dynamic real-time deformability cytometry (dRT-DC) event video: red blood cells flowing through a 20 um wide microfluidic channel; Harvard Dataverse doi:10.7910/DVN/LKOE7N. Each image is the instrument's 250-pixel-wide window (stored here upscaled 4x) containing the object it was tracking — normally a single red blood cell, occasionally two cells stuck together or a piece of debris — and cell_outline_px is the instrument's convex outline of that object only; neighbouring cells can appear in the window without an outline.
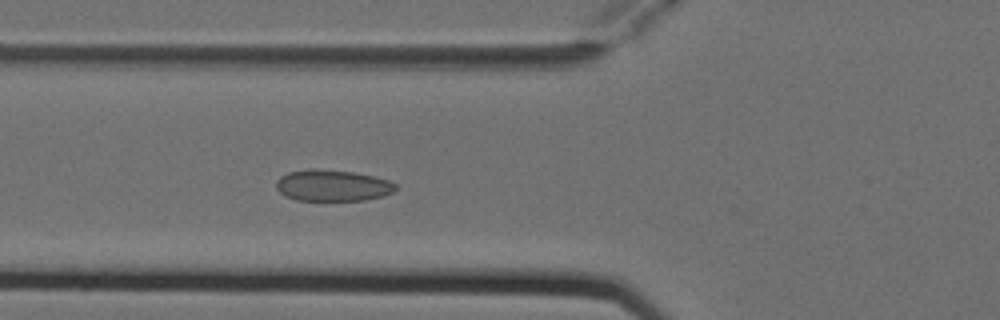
{"species": "Egyptian fruit bat (a non-hibernating species)", "species_latin": "Rousettus aegyptiacus", "temperature_condition": "cold", "stored_images_in_passage": 4, "camera_frame_rate_fps": 3000, "um_per_image_px": 0.085, "animal": {"sex": "female"}, "frame": {"image": 1, "passage_image": 4, "time_ms": 1.0, "image_size_px": [1000, 320], "cell_outline_px": [[396, 188], [392, 192], [380, 196], [364, 200], [296, 200], [284, 196], [276, 188], [276, 180], [280, 176], [288, 172], [308, 168], [312, 168], [352, 172], [372, 176], [388, 180], [396, 184]], "centroid_in_image_um": [28.2, 15.76], "position_along_channel_um": 97.6, "area_um2": 21.73}}